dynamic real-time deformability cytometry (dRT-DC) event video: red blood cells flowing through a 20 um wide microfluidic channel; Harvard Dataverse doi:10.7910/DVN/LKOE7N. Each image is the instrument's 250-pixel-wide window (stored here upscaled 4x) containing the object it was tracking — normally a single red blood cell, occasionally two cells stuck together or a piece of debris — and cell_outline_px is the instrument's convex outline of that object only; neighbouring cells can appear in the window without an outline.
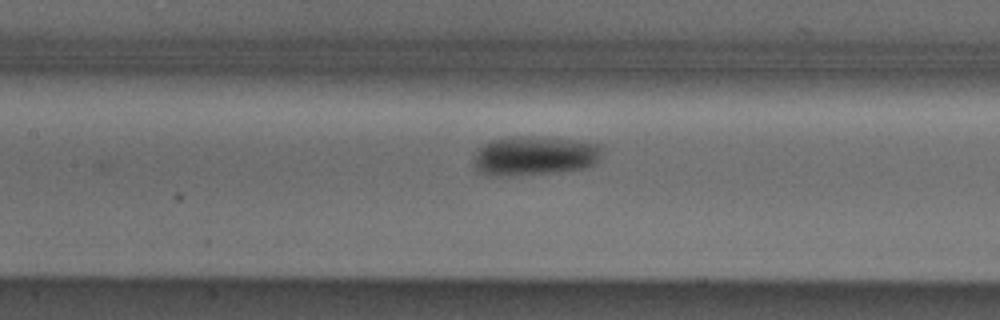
{"species": "Egyptian fruit bat (a non-hibernating species)", "species_latin": "Rousettus aegyptiacus", "temperature_condition": "cold", "stored_images_in_passage": 6, "camera_frame_rate_fps": 3000, "um_per_image_px": 0.085, "animal": {"sex": "male"}, "frame": {"image": 1, "passage_image": 6, "time_ms": 1.667, "image_size_px": [1000, 320], "cell_outline_px": [[604, 144], [600, 156], [596, 164], [584, 168], [560, 172], [496, 176], [484, 172], [476, 164], [476, 152], [484, 144], [492, 140], [512, 136], [520, 136], [572, 140]], "centroid_in_image_um": [45.54, 13.23], "position_along_channel_um": 161.9, "area_um2": 28.84}}